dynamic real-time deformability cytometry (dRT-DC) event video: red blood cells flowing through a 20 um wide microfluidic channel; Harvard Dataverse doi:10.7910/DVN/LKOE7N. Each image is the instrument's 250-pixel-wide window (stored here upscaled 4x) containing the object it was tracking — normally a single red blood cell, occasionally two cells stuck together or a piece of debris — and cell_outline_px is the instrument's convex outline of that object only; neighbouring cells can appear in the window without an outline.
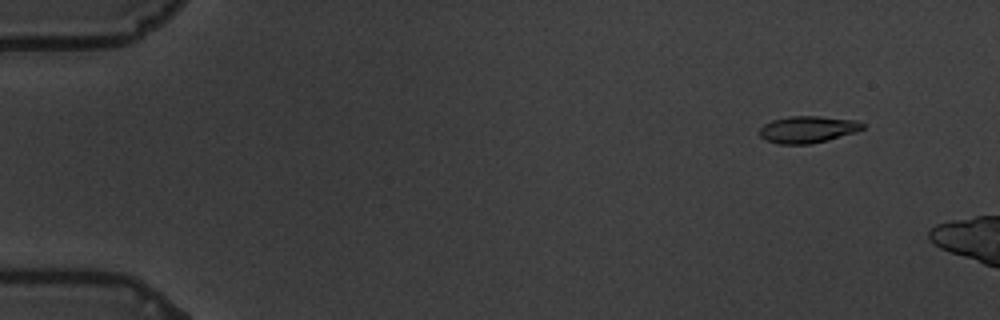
{"species": "common noctule bat (a hibernating species)", "species_latin": "Nyctalus noctula", "temperature_condition": "warm", "stored_images_in_passage": 9, "camera_frame_rate_fps": 3000, "um_per_image_px": 0.085, "animal": {"sex": "male", "body_mass_g": 19.5, "forearm_length_mm": 54.6}, "frame": {"image": 1, "passage_image": 2, "time_ms": 0.333, "image_size_px": [1000, 320], "cell_outline_px": [[864, 128], [856, 132], [828, 140], [808, 144], [780, 144], [768, 140], [760, 136], [760, 128], [764, 124], [772, 120], [788, 116], [820, 116], [856, 120], [864, 124]], "centroid_in_image_um": [68.67, 10.99], "position_along_channel_um": 16.3, "area_um2": 16.07}}